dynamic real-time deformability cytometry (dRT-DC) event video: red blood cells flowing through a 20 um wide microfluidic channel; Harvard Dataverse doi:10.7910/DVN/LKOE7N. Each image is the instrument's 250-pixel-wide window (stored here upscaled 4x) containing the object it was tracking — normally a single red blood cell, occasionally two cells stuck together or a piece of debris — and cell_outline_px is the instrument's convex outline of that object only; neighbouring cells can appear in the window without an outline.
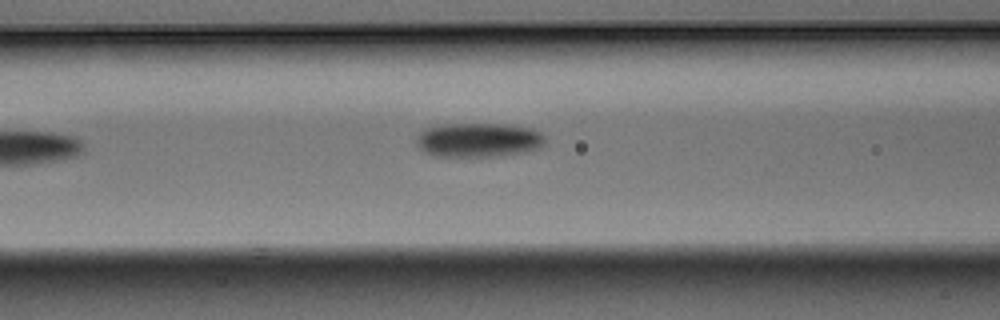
{"species": "Egyptian fruit bat (a non-hibernating species)", "species_latin": "Rousettus aegyptiacus", "temperature_condition": "warm", "stored_images_in_passage": 5, "camera_frame_rate_fps": 3000, "um_per_image_px": 0.085, "animal": {"sex": "male"}, "frame": {"image": 1, "passage_image": 5, "time_ms": 1.333, "image_size_px": [1000, 320], "cell_outline_px": [[544, 144], [540, 148], [528, 152], [500, 156], [432, 156], [424, 152], [416, 144], [416, 136], [424, 128], [444, 124], [504, 124], [532, 128], [540, 132], [544, 136]], "centroid_in_image_um": [40.67, 11.9], "position_along_channel_um": 125.9, "area_um2": 26.01}}